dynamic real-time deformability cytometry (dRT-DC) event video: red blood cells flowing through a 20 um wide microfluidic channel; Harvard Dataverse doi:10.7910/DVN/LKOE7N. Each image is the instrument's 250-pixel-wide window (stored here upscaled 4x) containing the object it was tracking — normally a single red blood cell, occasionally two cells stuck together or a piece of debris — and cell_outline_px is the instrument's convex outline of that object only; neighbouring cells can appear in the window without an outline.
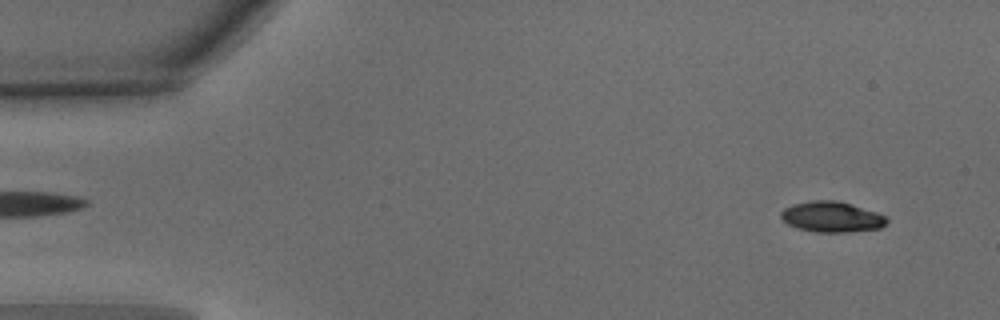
{"species": "common noctule bat (a hibernating species)", "species_latin": "Nyctalus noctula", "temperature_condition": "warm", "stored_images_in_passage": 50, "camera_frame_rate_fps": 3000, "um_per_image_px": 0.085, "animal": {"sex": "male", "body_mass_g": 15.6}, "frame": {"image": 1, "passage_image": 3, "time_ms": 0.667, "image_size_px": [1000, 320], "cell_outline_px": [[888, 220], [880, 228], [848, 232], [816, 232], [796, 228], [788, 224], [780, 216], [780, 212], [784, 208], [792, 204], [812, 200], [840, 200], [888, 216]], "centroid_in_image_um": [70.69, 18.42], "position_along_channel_um": 14.3, "area_um2": 19.02}}
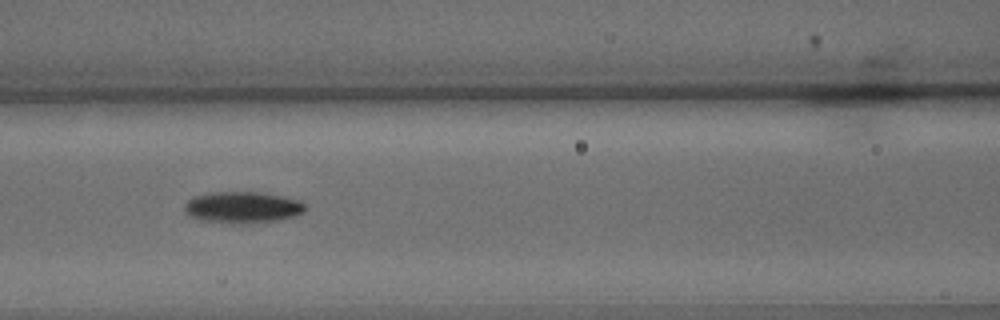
{"frame": {"image": 2, "passage_image": 21, "time_ms": 6.667, "image_size_px": [1000, 320], "cell_outline_px": [[308, 208], [304, 212], [292, 216], [276, 220], [252, 224], [236, 224], [200, 220], [188, 216], [184, 208], [184, 204], [192, 196], [212, 192], [264, 192], [296, 200], [304, 204]], "centroid_in_image_um": [20.57, 17.63], "position_along_channel_um": 146.0, "area_um2": 22.31}}
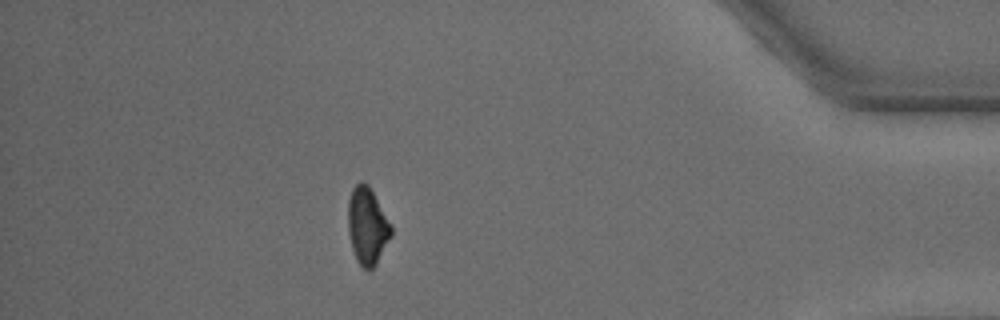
{"frame": {"image": 3, "passage_image": 44, "time_ms": 14.333, "image_size_px": [1000, 320], "cell_outline_px": [[392, 236], [376, 264], [372, 268], [364, 268], [356, 260], [352, 248], [348, 232], [348, 200], [352, 188], [360, 180], [364, 180], [368, 184], [392, 224]], "centroid_in_image_um": [31.23, 19.16], "position_along_channel_um": 404.0, "area_um2": 19.54}, "authors_computed_cell_mechanics": {"area_um2": 19.6809, "velocity_mm_per_s": 3.9657, "shape_relaxation_time_tau1_ms": 2.2259, "shape_relaxation_time_tau2_ms": null, "deformation_change_tau1": 0.1167, "deformation_change_tau2": null}}